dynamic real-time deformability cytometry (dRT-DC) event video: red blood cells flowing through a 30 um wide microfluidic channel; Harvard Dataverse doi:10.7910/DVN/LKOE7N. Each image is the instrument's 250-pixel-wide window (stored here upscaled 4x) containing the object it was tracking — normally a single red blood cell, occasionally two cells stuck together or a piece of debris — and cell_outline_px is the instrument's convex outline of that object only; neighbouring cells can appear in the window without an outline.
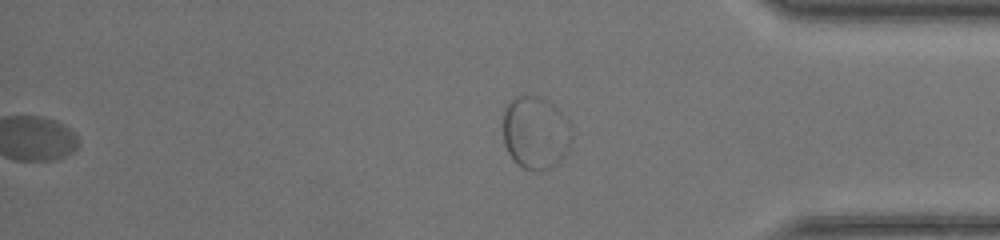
{"species": "common noctule bat (a hibernating species)", "species_latin": "Nyctalus noctula", "temperature_condition": "warm", "stored_images_in_passage": 41, "segment_of_instrument_passage": [2, 2], "camera_frame_rate_fps": 3000, "um_per_image_px": 0.085, "animal": {"sex": "female", "body_mass_g": 17.0, "forearm_length_mm": 48.0}, "frame": {"image": 1, "passage_image": 41, "time_ms": 13.333, "image_size_px": [1000, 240], "cell_outline_px": [[572, 136], [568, 148], [564, 156], [556, 164], [540, 172], [524, 168], [516, 164], [512, 160], [504, 144], [504, 108], [508, 100], [516, 96], [540, 96], [556, 104], [564, 116]], "centroid_in_image_um": [45.5, 11.26], "position_along_channel_um": 389.7, "area_um2": 29.36}}